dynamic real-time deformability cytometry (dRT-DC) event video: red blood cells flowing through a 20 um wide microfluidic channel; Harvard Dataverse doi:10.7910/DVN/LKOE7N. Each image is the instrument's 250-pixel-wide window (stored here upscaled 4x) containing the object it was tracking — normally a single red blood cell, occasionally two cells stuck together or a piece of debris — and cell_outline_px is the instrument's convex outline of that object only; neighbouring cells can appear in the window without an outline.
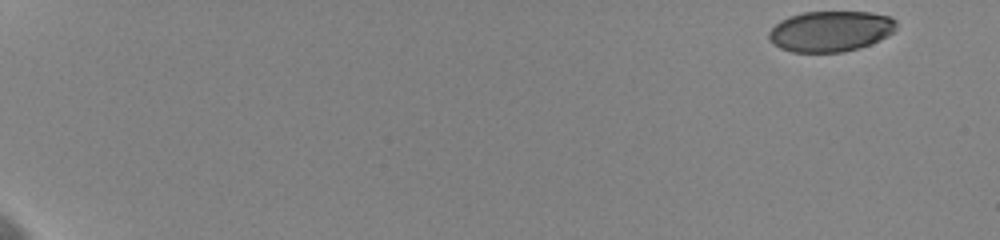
{"species": "human", "species_latin": "Homo sapiens", "temperature_condition": "cold", "stored_images_in_passage": 29, "camera_frame_rate_fps": 3000, "um_per_image_px": 0.085, "donor": {"sex": "female"}, "frame": {"image": 1, "passage_image": 1, "time_ms": 0.0, "image_size_px": [1000, 240], "cell_outline_px": [[896, 28], [888, 36], [880, 40], [860, 48], [844, 52], [792, 52], [780, 48], [768, 36], [768, 32], [780, 20], [788, 16], [804, 12], [868, 12], [888, 16], [896, 20]], "centroid_in_image_um": [70.6, 2.65], "position_along_channel_um": 14.4, "area_um2": 30.17}}
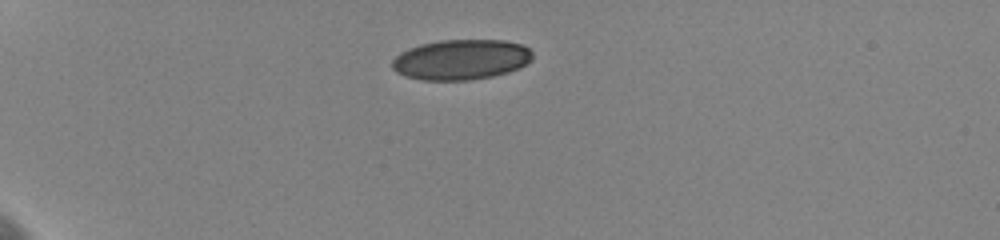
{"frame": {"image": 2, "passage_image": 15, "time_ms": 4.667, "image_size_px": [1000, 240], "cell_outline_px": [[532, 60], [520, 68], [508, 72], [492, 76], [468, 80], [420, 80], [404, 76], [396, 72], [392, 68], [392, 60], [400, 52], [408, 48], [420, 44], [440, 40], [504, 40], [524, 44], [532, 52]], "centroid_in_image_um": [39.19, 5.06], "position_along_channel_um": 45.8, "area_um2": 33.23}}